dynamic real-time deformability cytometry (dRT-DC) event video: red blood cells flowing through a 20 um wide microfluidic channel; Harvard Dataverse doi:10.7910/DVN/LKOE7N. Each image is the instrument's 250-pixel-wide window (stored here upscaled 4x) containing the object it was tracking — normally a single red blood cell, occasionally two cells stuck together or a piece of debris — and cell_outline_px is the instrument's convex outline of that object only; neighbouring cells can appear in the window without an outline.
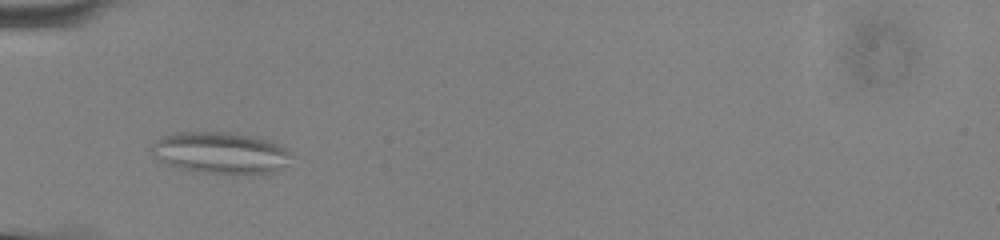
{"species": "common noctule bat (a hibernating species)", "species_latin": "Nyctalus noctula", "temperature_condition": "cold", "stored_images_in_passage": 46, "camera_frame_rate_fps": 3000, "um_per_image_px": 0.085, "animal": {"sex": "male", "body_mass_g": 13.0, "forearm_length_mm": 53.1}, "frame": {"image": 1, "passage_image": 11, "time_ms": 3.333, "image_size_px": [1000, 240], "cell_outline_px": [[292, 152], [288, 164], [276, 172], [200, 172], [180, 168], [168, 164], [160, 160], [152, 148], [152, 144], [160, 136], [172, 132], [224, 132], [252, 136], [272, 140], [288, 148]], "centroid_in_image_um": [18.79, 12.95], "position_along_channel_um": 66.2, "area_um2": 33.47}}
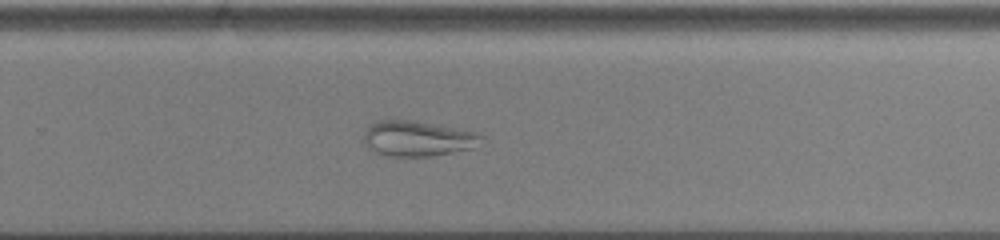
{"frame": {"image": 2, "passage_image": 29, "time_ms": 9.333, "image_size_px": [1000, 240], "cell_outline_px": [[484, 136], [472, 148], [432, 156], [388, 156], [376, 152], [368, 148], [364, 140], [364, 132], [376, 120], [408, 120], [452, 128], [472, 132]], "centroid_in_image_um": [35.42, 11.79], "position_along_channel_um": 294.4, "area_um2": 23.52}}
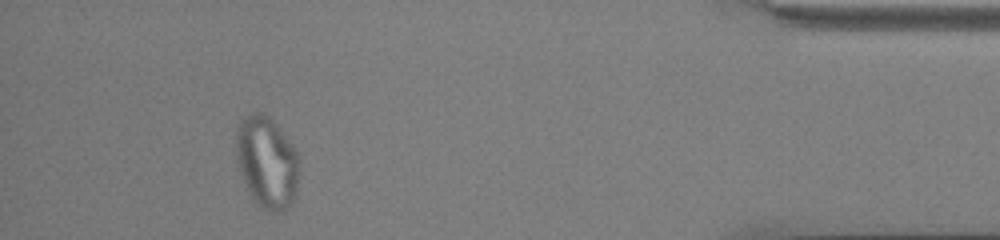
{"frame": {"image": 3, "passage_image": 42, "time_ms": 13.667, "image_size_px": [1000, 240], "cell_outline_px": [[300, 172], [296, 192], [288, 208], [284, 212], [272, 212], [264, 208], [248, 192], [240, 172], [236, 160], [236, 128], [240, 120], [252, 112], [264, 112], [276, 124], [292, 144], [300, 160]], "centroid_in_image_um": [22.69, 13.77], "position_along_channel_um": 412.5, "area_um2": 33.99}}